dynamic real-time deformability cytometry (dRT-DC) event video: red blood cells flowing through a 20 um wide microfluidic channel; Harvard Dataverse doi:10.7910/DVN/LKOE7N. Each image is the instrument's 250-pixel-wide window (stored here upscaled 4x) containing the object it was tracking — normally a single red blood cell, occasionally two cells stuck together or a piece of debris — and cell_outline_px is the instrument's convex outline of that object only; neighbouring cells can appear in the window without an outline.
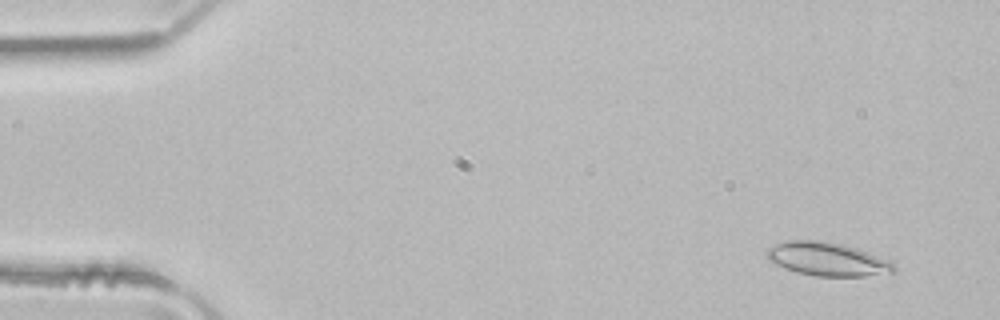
{"species": "common noctule bat (a hibernating species)", "species_latin": "Nyctalus noctula", "temperature_condition": "room temperature", "stored_images_in_passage": 6, "segment_of_instrument_passage": [1, 2], "camera_frame_rate_fps": 3000, "um_per_image_px": 0.085, "animal": {"sex": "male", "body_mass_g": 21.5, "forearm_length_mm": 52.0}, "frame": {"image": 1, "passage_image": 1, "time_ms": 0.0, "image_size_px": [1000, 320], "cell_outline_px": [[896, 272], [864, 276], [816, 276], [796, 272], [784, 268], [768, 260], [764, 256], [764, 252], [768, 248], [776, 244], [788, 240], [820, 240], [840, 244], [856, 248], [888, 260], [896, 268]], "centroid_in_image_um": [70.26, 22.03], "position_along_channel_um": 14.7, "area_um2": 24.74}}
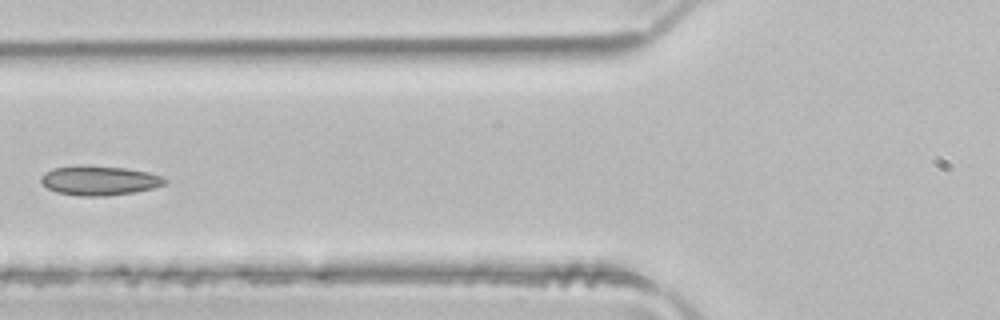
{"frame": {"image": 2, "passage_image": 5, "time_ms": 1.333, "image_size_px": [1000, 320], "cell_outline_px": [[168, 180], [164, 184], [152, 188], [136, 192], [108, 196], [80, 196], [56, 192], [48, 188], [40, 180], [40, 176], [44, 172], [52, 168], [76, 164], [84, 164], [124, 168], [148, 172], [164, 176]], "centroid_in_image_um": [8.42, 15.33], "position_along_channel_um": 117.4, "area_um2": 21.68}}